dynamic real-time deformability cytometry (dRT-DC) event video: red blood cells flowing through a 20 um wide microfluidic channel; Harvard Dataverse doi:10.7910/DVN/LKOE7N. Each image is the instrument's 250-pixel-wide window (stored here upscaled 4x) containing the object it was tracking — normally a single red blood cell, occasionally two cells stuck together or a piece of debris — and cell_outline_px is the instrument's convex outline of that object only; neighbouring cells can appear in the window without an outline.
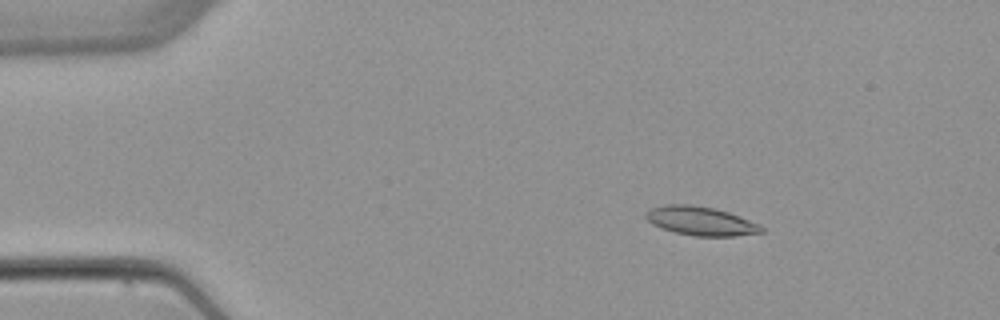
{"species": "common noctule bat (a hibernating species)", "species_latin": "Nyctalus noctula", "temperature_condition": "warm", "stored_images_in_passage": 4, "camera_frame_rate_fps": 3000, "um_per_image_px": 0.085, "animal": {"sex": "female", "body_mass_g": 22.7, "forearm_length_mm": 54.2}, "frame": {"image": 1, "passage_image": 2, "time_ms": 1.0, "image_size_px": [1000, 320], "cell_outline_px": [[764, 232], [736, 236], [696, 236], [676, 232], [660, 228], [652, 224], [644, 216], [644, 212], [652, 208], [664, 204], [692, 204], [716, 208], [728, 212], [748, 220], [764, 228]], "centroid_in_image_um": [59.51, 18.77], "position_along_channel_um": 25.5, "area_um2": 19.42}}